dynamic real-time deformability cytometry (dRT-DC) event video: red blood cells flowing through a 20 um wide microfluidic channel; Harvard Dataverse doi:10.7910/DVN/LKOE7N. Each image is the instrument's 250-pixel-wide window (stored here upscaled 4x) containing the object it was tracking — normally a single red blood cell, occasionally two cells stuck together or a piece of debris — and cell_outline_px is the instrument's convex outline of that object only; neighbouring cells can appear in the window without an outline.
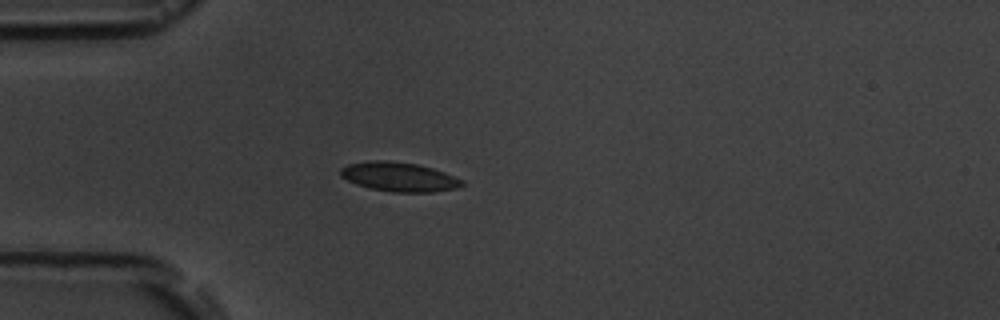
{"species": "common noctule bat (a hibernating species)", "species_latin": "Nyctalus noctula", "temperature_condition": "room temperature", "stored_images_in_passage": 8, "camera_frame_rate_fps": 3000, "um_per_image_px": 0.085, "animal": {"sex": "male", "body_mass_g": 19.5, "forearm_length_mm": 54.6}, "frame": {"image": 1, "passage_image": 5, "time_ms": 4.667, "image_size_px": [1000, 320], "cell_outline_px": [[464, 184], [456, 188], [432, 192], [392, 192], [368, 188], [356, 184], [340, 176], [340, 168], [348, 164], [368, 160], [388, 160], [416, 164], [432, 168], [444, 172], [464, 180]], "centroid_in_image_um": [33.89, 15.03], "position_along_channel_um": 51.1, "area_um2": 20.81}}
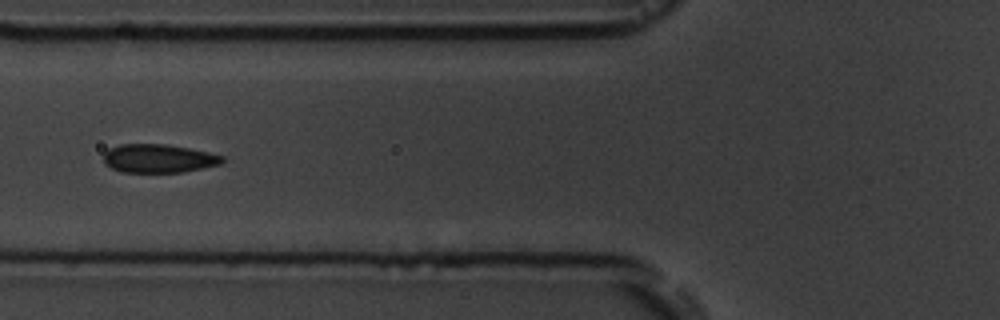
{"frame": {"image": 2, "passage_image": 7, "time_ms": 6.667, "image_size_px": [1000, 320], "cell_outline_px": [[224, 160], [220, 164], [184, 172], [124, 172], [112, 168], [104, 164], [104, 152], [108, 148], [120, 144], [164, 144], [188, 148], [208, 152], [224, 156]], "centroid_in_image_um": [13.46, 13.46], "position_along_channel_um": 112.3, "area_um2": 19.71}}
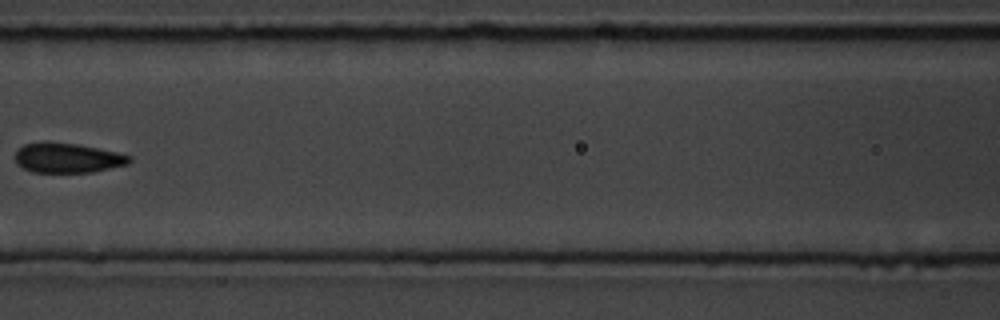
{"frame": {"image": 3, "passage_image": 8, "time_ms": 8.0, "image_size_px": [1000, 320], "cell_outline_px": [[132, 160], [128, 164], [92, 172], [32, 172], [16, 164], [16, 152], [24, 144], [76, 144], [116, 152], [132, 156]], "centroid_in_image_um": [5.78, 13.46], "position_along_channel_um": 160.8, "area_um2": 19.13}}